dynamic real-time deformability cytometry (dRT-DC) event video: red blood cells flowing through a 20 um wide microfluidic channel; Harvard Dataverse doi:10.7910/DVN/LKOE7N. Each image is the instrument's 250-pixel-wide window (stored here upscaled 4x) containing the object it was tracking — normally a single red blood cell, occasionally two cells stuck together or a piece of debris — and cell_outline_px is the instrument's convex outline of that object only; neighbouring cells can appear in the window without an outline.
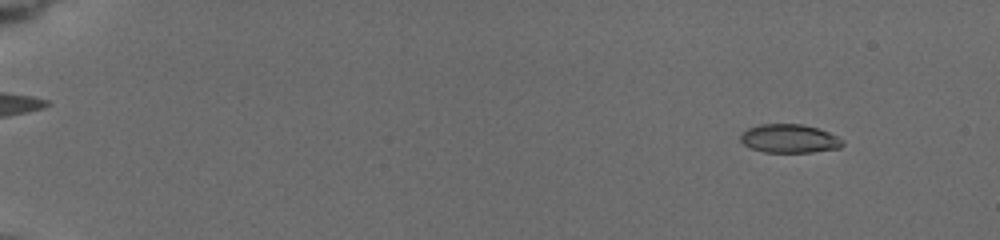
{"species": "common noctule bat (a hibernating species)", "species_latin": "Nyctalus noctula", "temperature_condition": "cold", "stored_images_in_passage": 36, "camera_frame_rate_fps": 3000, "um_per_image_px": 0.085, "animal": {"sex": "female", "body_mass_g": 19.5, "forearm_length_mm": 54.1}, "frame": {"image": 1, "passage_image": 10, "time_ms": 1.667, "image_size_px": [1000, 240], "cell_outline_px": [[844, 144], [840, 148], [812, 152], [764, 152], [752, 148], [744, 144], [740, 140], [740, 136], [748, 128], [760, 124], [804, 124], [828, 132], [844, 140]], "centroid_in_image_um": [67.12, 11.78], "position_along_channel_um": 17.9, "area_um2": 16.94}}
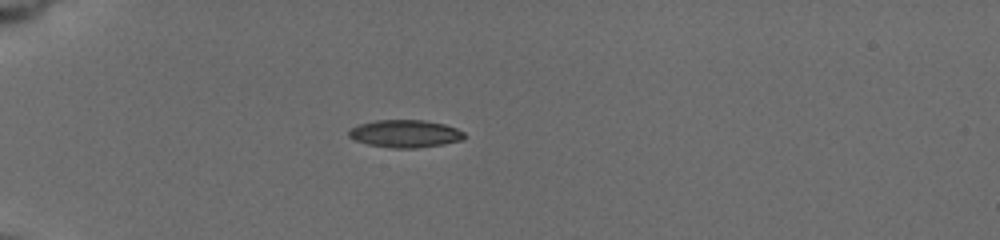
{"frame": {"image": 2, "passage_image": 31, "time_ms": 5.667, "image_size_px": [1000, 240], "cell_outline_px": [[464, 140], [444, 144], [416, 148], [392, 148], [368, 144], [356, 140], [348, 136], [348, 132], [352, 128], [360, 124], [376, 120], [424, 120], [444, 124], [456, 128], [464, 132]], "centroid_in_image_um": [34.47, 11.36], "position_along_channel_um": 50.5, "area_um2": 18.5}}